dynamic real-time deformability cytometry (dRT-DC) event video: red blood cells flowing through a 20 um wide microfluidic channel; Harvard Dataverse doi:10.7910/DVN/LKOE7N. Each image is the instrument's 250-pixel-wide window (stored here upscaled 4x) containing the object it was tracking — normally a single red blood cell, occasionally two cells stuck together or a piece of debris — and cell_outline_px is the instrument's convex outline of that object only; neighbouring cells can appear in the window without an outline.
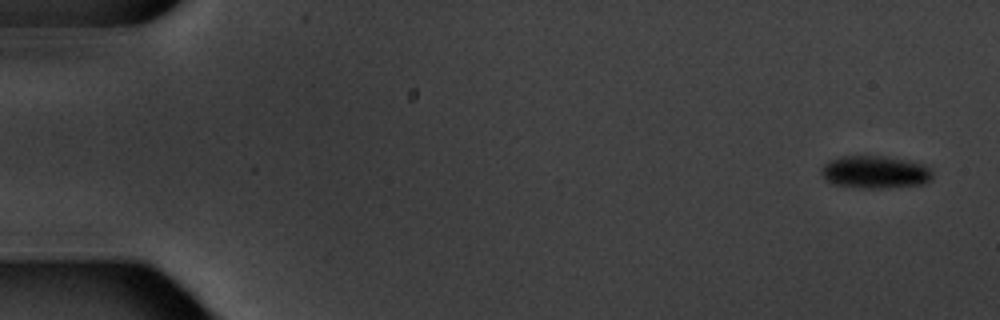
{"species": "common noctule bat (a hibernating species)", "species_latin": "Nyctalus noctula", "temperature_condition": "warm", "stored_images_in_passage": 12, "camera_frame_rate_fps": 3000, "um_per_image_px": 0.085, "animal": {"sex": "male", "body_mass_g": 20.1, "forearm_length_mm": 53.5}, "frame": {"image": 1, "passage_image": 1, "time_ms": 0.0, "image_size_px": [1000, 320], "cell_outline_px": [[932, 176], [924, 184], [888, 188], [860, 188], [832, 184], [820, 172], [820, 168], [828, 160], [844, 156], [880, 156], [924, 164], [932, 172]], "centroid_in_image_um": [74.34, 14.64], "position_along_channel_um": 10.7, "area_um2": 20.98}}
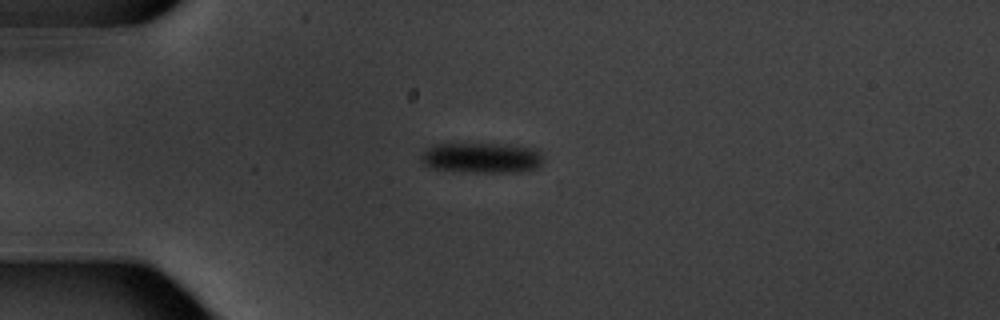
{"frame": {"image": 2, "passage_image": 4, "time_ms": 4.333, "image_size_px": [1000, 320], "cell_outline_px": [[544, 160], [536, 168], [520, 172], [472, 172], [428, 168], [420, 160], [420, 156], [432, 144], [520, 144], [540, 148], [544, 156]], "centroid_in_image_um": [41.03, 13.4], "position_along_channel_um": 44.0, "area_um2": 22.25}}